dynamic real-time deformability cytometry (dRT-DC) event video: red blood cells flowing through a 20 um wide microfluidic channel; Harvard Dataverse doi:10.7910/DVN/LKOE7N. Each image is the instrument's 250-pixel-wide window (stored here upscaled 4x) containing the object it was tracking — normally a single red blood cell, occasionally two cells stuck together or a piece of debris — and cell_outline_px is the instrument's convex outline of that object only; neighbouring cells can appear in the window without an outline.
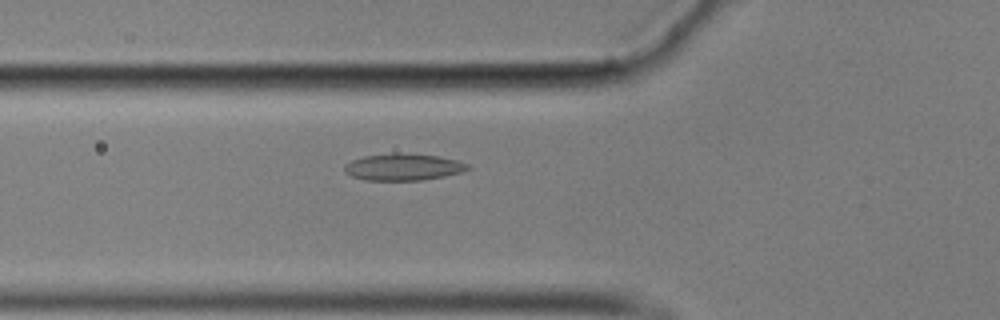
{"species": "common noctule bat (a hibernating species)", "species_latin": "Nyctalus noctula", "temperature_condition": "cold", "stored_images_in_passage": 45, "camera_frame_rate_fps": 3000, "um_per_image_px": 0.085, "animal": {"sex": "male", "body_mass_g": 17.9}, "frame": {"image": 1, "passage_image": 8, "time_ms": 2.333, "image_size_px": [1000, 320], "cell_outline_px": [[472, 168], [460, 172], [444, 176], [424, 180], [364, 180], [352, 176], [344, 172], [344, 164], [352, 160], [364, 156], [400, 152], [440, 156], [456, 160], [468, 164]], "centroid_in_image_um": [34.27, 14.19], "position_along_channel_um": 91.5, "area_um2": 19.36}}
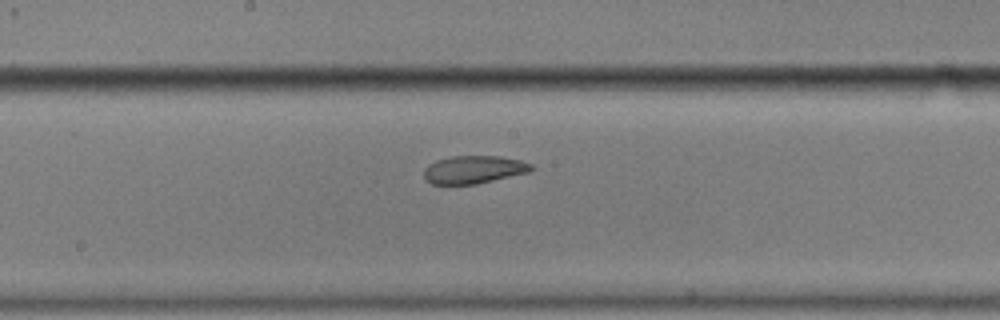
{"frame": {"image": 2, "passage_image": 18, "time_ms": 5.667, "image_size_px": [1000, 320], "cell_outline_px": [[532, 172], [476, 184], [432, 184], [424, 180], [424, 168], [428, 164], [436, 160], [452, 156], [500, 156], [520, 160], [532, 164]], "centroid_in_image_um": [40.26, 14.42], "position_along_channel_um": 207.9, "area_um2": 17.63}}
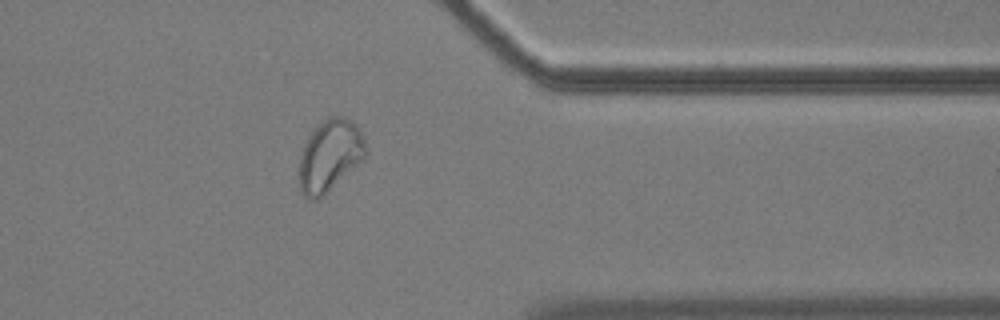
{"frame": {"image": 3, "passage_image": 34, "time_ms": 11.0, "image_size_px": [1000, 320], "cell_outline_px": [[368, 152], [356, 164], [316, 200], [308, 200], [300, 192], [300, 156], [304, 144], [308, 136], [328, 116], [344, 116], [352, 120], [356, 124], [360, 132]], "centroid_in_image_um": [28.01, 13.18], "position_along_channel_um": 383.4, "area_um2": 26.93}}